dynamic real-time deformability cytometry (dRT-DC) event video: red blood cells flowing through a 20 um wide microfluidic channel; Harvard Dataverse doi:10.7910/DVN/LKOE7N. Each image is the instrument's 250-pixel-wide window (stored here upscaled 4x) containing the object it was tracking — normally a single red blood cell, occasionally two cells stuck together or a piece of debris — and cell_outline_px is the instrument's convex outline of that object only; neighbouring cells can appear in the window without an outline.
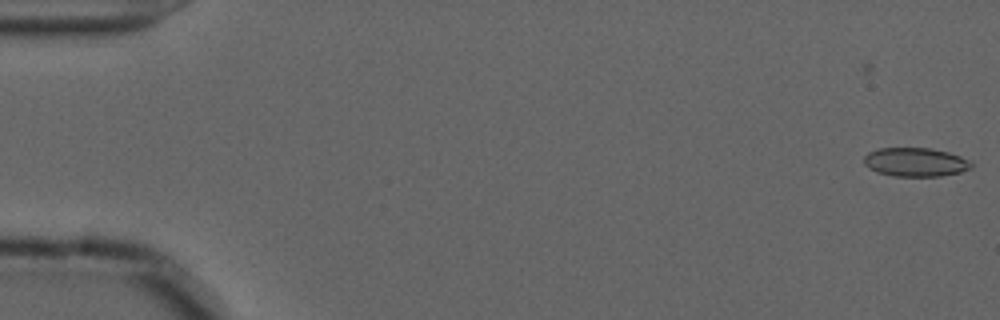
{"species": "common noctule bat (a hibernating species)", "species_latin": "Nyctalus noctula", "temperature_condition": "cold", "stored_images_in_passage": 2, "camera_frame_rate_fps": 3000, "um_per_image_px": 0.085, "animal": {"sex": "male", "forearm_length_mm": 52.5}, "frame": {"image": 1, "passage_image": 2, "time_ms": 0.333, "image_size_px": [1000, 320], "cell_outline_px": [[972, 168], [960, 172], [940, 176], [892, 176], [876, 172], [868, 168], [864, 164], [864, 156], [868, 152], [880, 148], [932, 148], [948, 152], [960, 156], [968, 160], [972, 164]], "centroid_in_image_um": [77.79, 13.78], "position_along_channel_um": 7.2, "area_um2": 18.09}}